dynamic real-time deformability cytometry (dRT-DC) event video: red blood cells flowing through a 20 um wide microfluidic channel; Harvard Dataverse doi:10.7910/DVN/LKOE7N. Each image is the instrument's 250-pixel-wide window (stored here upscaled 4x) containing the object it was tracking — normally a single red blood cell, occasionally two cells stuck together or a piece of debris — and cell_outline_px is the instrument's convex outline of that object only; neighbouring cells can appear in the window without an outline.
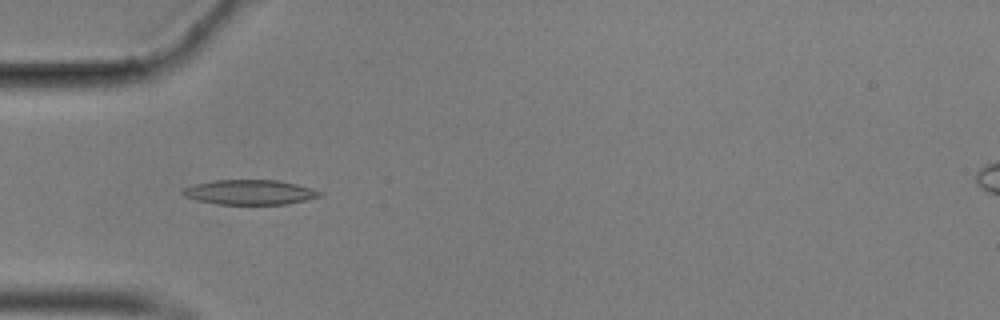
{"species": "common noctule bat (a hibernating species)", "species_latin": "Nyctalus noctula", "temperature_condition": "cold", "stored_images_in_passage": 46, "camera_frame_rate_fps": 3000, "um_per_image_px": 0.085, "animal": {"sex": "male", "body_mass_g": 17.9}, "frame": {"image": 1, "passage_image": 7, "time_ms": 2.0, "image_size_px": [1000, 320], "cell_outline_px": [[324, 196], [288, 204], [216, 204], [196, 200], [184, 196], [180, 192], [184, 188], [196, 184], [212, 180], [276, 180], [296, 184], [312, 188], [324, 192]], "centroid_in_image_um": [21.27, 16.34], "position_along_channel_um": 63.7, "area_um2": 19.94}}
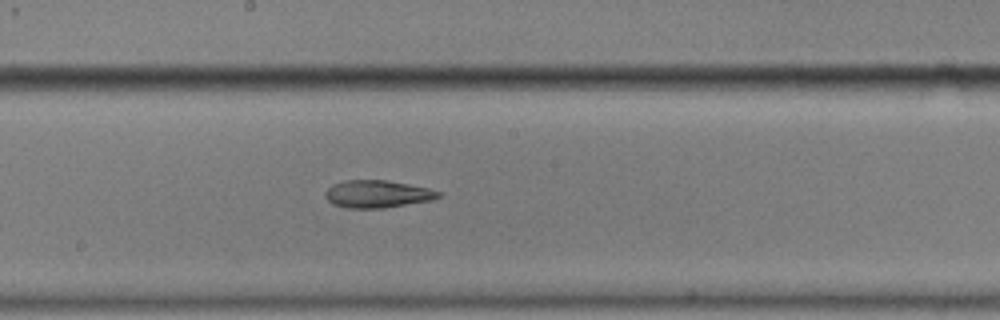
{"frame": {"image": 2, "passage_image": 20, "time_ms": 6.333, "image_size_px": [1000, 320], "cell_outline_px": [[440, 196], [432, 200], [384, 208], [348, 208], [336, 204], [328, 200], [324, 196], [324, 192], [332, 184], [344, 180], [388, 180], [428, 188], [440, 192]], "centroid_in_image_um": [32.06, 16.48], "position_along_channel_um": 216.1, "area_um2": 18.03}}
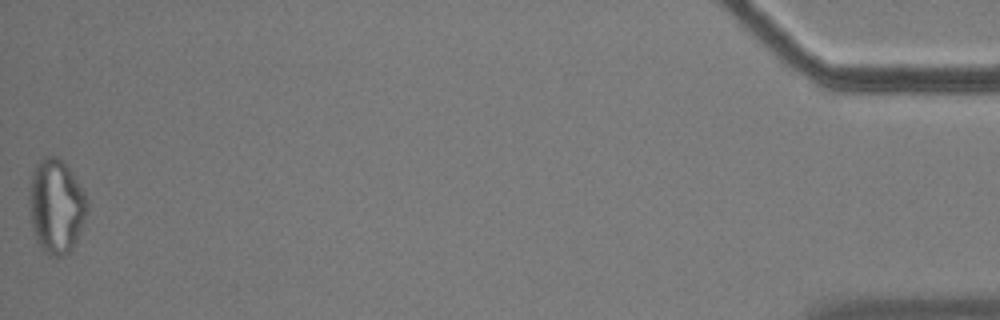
{"frame": {"image": 3, "passage_image": 46, "time_ms": 15.0, "image_size_px": [1000, 320], "cell_outline_px": [[88, 212], [76, 240], [72, 248], [64, 256], [56, 260], [48, 256], [40, 248], [36, 240], [32, 228], [28, 204], [28, 196], [32, 172], [36, 164], [44, 156], [56, 156], [64, 160], [72, 172], [84, 192], [88, 200]], "centroid_in_image_um": [4.76, 17.55], "position_along_channel_um": 430.4, "area_um2": 32.54}, "authors_computed_cell_mechanics": {"area_um2": 19.4786, "velocity_mm_per_s": 3.5354, "shape_relaxation_time_tau1_ms": null, "shape_relaxation_time_tau2_ms": 6.2202, "deformation_change_tau1": null, "deformation_change_tau2": 0.1704}}